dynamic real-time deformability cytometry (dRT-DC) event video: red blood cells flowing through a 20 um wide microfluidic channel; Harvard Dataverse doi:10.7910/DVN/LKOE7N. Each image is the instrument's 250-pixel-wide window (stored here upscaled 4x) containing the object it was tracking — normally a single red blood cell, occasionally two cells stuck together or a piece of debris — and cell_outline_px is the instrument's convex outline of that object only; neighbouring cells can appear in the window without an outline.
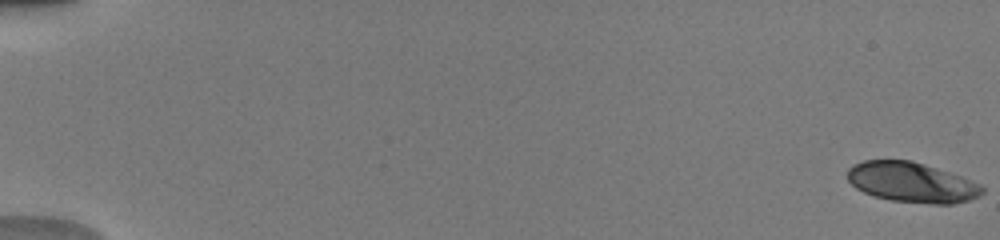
{"species": "human", "species_latin": "Homo sapiens", "temperature_condition": "warm", "stored_images_in_passage": 30, "camera_frame_rate_fps": 3000, "um_per_image_px": 0.085, "donor": {"sex": "male"}, "frame": {"image": 1, "passage_image": 1, "time_ms": 0.0, "image_size_px": [1000, 240], "cell_outline_px": [[984, 192], [980, 196], [968, 200], [952, 204], [936, 204], [892, 200], [872, 196], [856, 188], [848, 180], [848, 168], [864, 160], [912, 160], [960, 176], [980, 184], [984, 188]], "centroid_in_image_um": [77.5, 15.5], "position_along_channel_um": 7.5, "area_um2": 31.27}}